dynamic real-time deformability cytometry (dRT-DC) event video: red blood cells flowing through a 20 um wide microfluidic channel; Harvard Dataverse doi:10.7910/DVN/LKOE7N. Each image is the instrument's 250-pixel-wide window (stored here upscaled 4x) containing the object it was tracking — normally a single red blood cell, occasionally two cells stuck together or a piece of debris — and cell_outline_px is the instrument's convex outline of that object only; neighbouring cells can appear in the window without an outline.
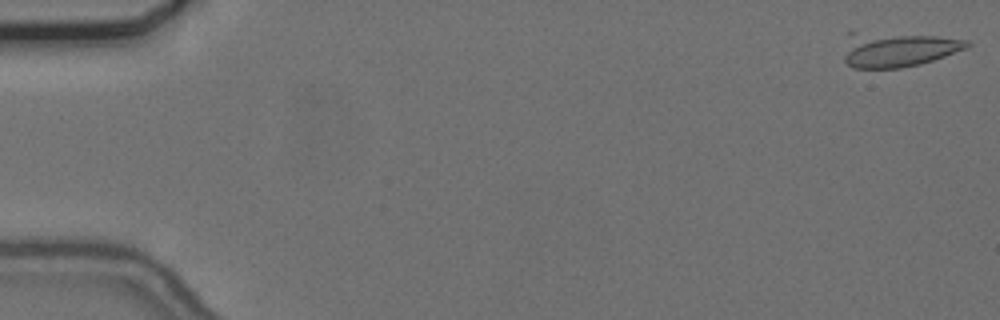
{"species": "common noctule bat (a hibernating species)", "species_latin": "Nyctalus noctula", "temperature_condition": "cold", "stored_images_in_passage": 16, "camera_frame_rate_fps": 3000, "um_per_image_px": 0.085, "animal": {"sex": "female", "body_mass_g": 24.6, "forearm_length_mm": 56.2}, "frame": {"image": 1, "passage_image": 1, "time_ms": 0.0, "image_size_px": [1000, 320], "cell_outline_px": [[972, 44], [968, 48], [920, 64], [900, 68], [852, 68], [844, 60], [844, 56], [848, 32], [852, 32], [936, 36], [968, 40]], "centroid_in_image_um": [76.29, 4.21], "position_along_channel_um": 8.7, "area_um2": 24.74}}
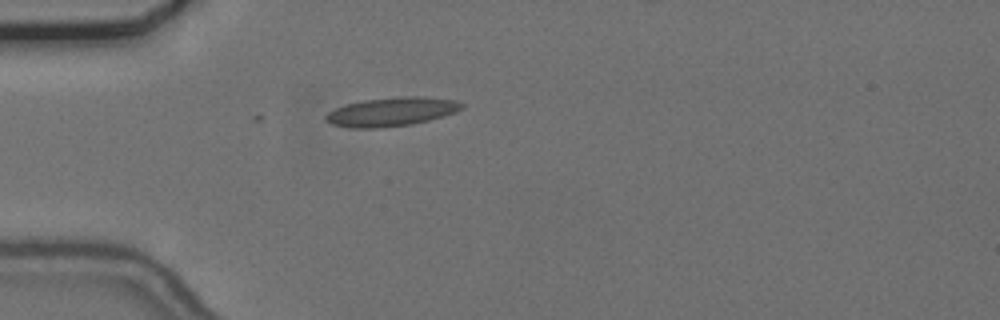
{"frame": {"image": 2, "passage_image": 16, "time_ms": 5.0, "image_size_px": [1000, 320], "cell_outline_px": [[464, 108], [456, 112], [444, 116], [412, 124], [384, 128], [348, 128], [332, 124], [324, 120], [324, 116], [328, 112], [336, 108], [348, 104], [364, 100], [400, 96], [420, 96], [456, 100], [464, 104]], "centroid_in_image_um": [33.29, 9.5], "position_along_channel_um": 51.7, "area_um2": 23.0}}